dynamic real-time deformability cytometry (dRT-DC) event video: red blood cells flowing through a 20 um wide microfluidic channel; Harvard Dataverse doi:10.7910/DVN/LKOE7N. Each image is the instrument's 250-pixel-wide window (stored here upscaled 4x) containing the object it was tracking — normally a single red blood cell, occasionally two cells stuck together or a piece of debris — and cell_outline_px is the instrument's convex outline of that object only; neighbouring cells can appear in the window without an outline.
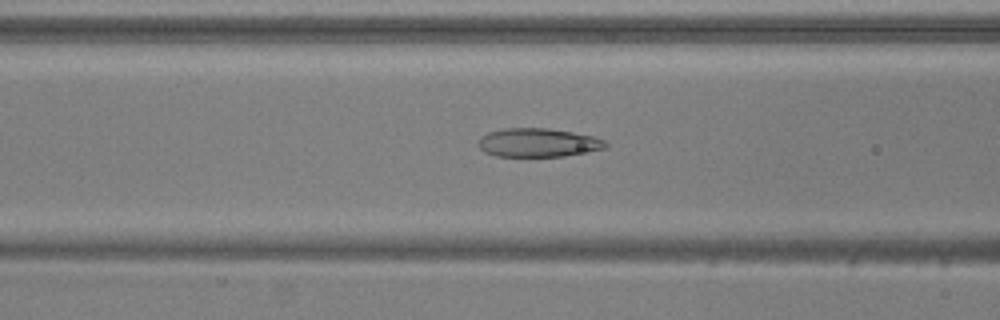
{"species": "common noctule bat (a hibernating species)", "species_latin": "Nyctalus noctula", "temperature_condition": "warm", "stored_images_in_passage": 40, "camera_frame_rate_fps": 3000, "um_per_image_px": 0.085, "animal": {"sex": "male", "body_mass_g": 20.5, "forearm_length_mm": 52.5}, "frame": {"image": 1, "passage_image": 8, "time_ms": 2.333, "image_size_px": [1000, 320], "cell_outline_px": [[608, 144], [604, 148], [588, 152], [564, 156], [496, 156], [484, 152], [476, 144], [480, 136], [488, 132], [504, 128], [548, 128], [572, 132], [592, 136], [604, 140]], "centroid_in_image_um": [45.69, 12.12], "position_along_channel_um": 120.9, "area_um2": 21.33}}
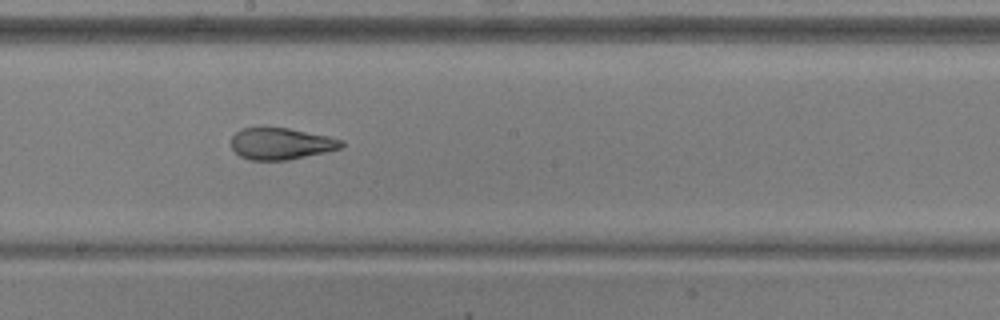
{"frame": {"image": 2, "passage_image": 16, "time_ms": 5.0, "image_size_px": [1000, 320], "cell_outline_px": [[344, 144], [340, 148], [324, 152], [288, 160], [248, 160], [240, 156], [232, 148], [232, 136], [236, 132], [244, 128], [288, 128], [328, 136], [344, 140]], "centroid_in_image_um": [23.89, 12.22], "position_along_channel_um": 224.3, "area_um2": 20.11}}
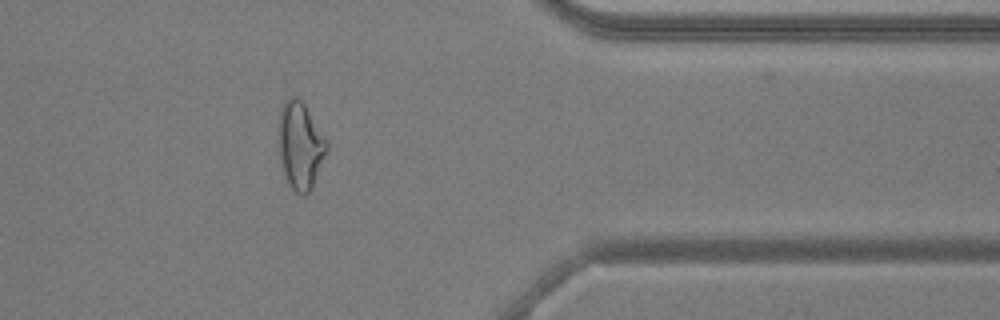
{"frame": {"image": 3, "passage_image": 30, "time_ms": 9.667, "image_size_px": [1000, 320], "cell_outline_px": [[328, 152], [312, 188], [304, 196], [300, 196], [288, 184], [284, 172], [280, 156], [280, 108], [284, 100], [288, 96], [296, 96], [304, 104], [328, 140]], "centroid_in_image_um": [25.57, 12.37], "position_along_channel_um": 385.8, "area_um2": 24.45}, "authors_computed_cell_mechanics": {"area_um2": 21.4149, "velocity_mm_per_s": 3.8636, "shape_relaxation_time_tau1_ms": 7.6078, "shape_relaxation_time_tau2_ms": 1.6711, "deformation_change_tau1": 0.2225, "deformation_change_tau2": 0.0861}}